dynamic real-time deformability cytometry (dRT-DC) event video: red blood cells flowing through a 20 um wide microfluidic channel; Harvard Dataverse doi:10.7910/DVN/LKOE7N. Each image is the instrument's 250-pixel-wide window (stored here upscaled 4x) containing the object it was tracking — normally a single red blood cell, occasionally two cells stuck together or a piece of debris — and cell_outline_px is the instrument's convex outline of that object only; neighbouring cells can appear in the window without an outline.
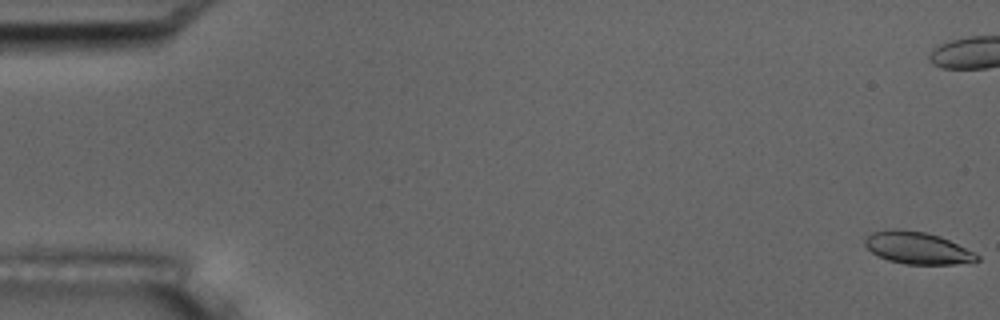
{"species": "common noctule bat (a hibernating species)", "species_latin": "Nyctalus noctula", "temperature_condition": "room temperature", "stored_images_in_passage": 12, "camera_frame_rate_fps": 3000, "um_per_image_px": 0.085, "animal": {"sex": "male", "body_mass_g": 17.5, "forearm_length_mm": 52.3}, "frame": {"image": 1, "passage_image": 1, "time_ms": 0.0, "image_size_px": [1000, 320], "cell_outline_px": [[980, 260], [952, 264], [904, 264], [888, 260], [872, 252], [864, 244], [864, 236], [872, 232], [896, 228], [924, 232], [940, 236], [980, 256]], "centroid_in_image_um": [77.91, 21.06], "position_along_channel_um": 7.1, "area_um2": 20.69}}
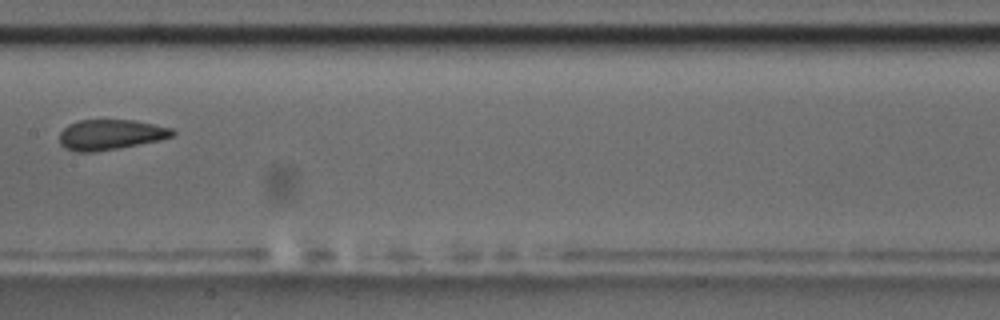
{"frame": {"image": 2, "passage_image": 9, "time_ms": 2.667, "image_size_px": [1000, 320], "cell_outline_px": [[176, 132], [172, 136], [160, 140], [116, 148], [92, 152], [76, 152], [64, 148], [60, 144], [60, 132], [68, 124], [80, 120], [136, 120], [172, 128]], "centroid_in_image_um": [9.38, 11.44], "position_along_channel_um": 198.0, "area_um2": 19.88}}
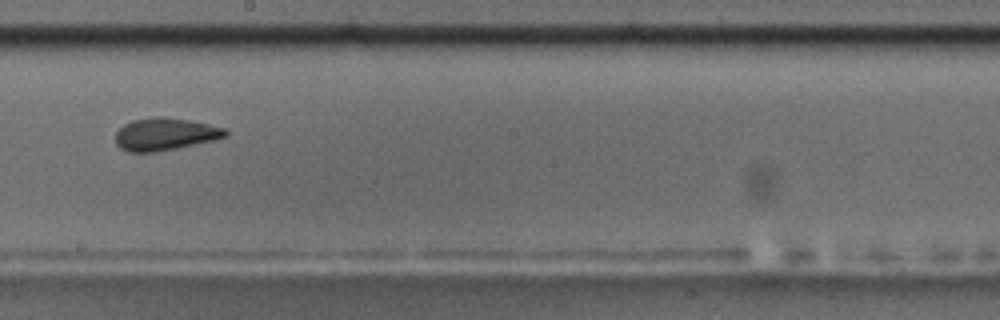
{"frame": {"image": 3, "passage_image": 10, "time_ms": 3.0, "image_size_px": [1000, 320], "cell_outline_px": [[228, 136], [216, 140], [156, 152], [128, 152], [120, 148], [116, 144], [116, 132], [124, 124], [132, 120], [156, 116], [164, 116], [188, 120], [208, 124], [224, 128], [228, 132]], "centroid_in_image_um": [14.03, 11.4], "position_along_channel_um": 234.2, "area_um2": 20.87}}